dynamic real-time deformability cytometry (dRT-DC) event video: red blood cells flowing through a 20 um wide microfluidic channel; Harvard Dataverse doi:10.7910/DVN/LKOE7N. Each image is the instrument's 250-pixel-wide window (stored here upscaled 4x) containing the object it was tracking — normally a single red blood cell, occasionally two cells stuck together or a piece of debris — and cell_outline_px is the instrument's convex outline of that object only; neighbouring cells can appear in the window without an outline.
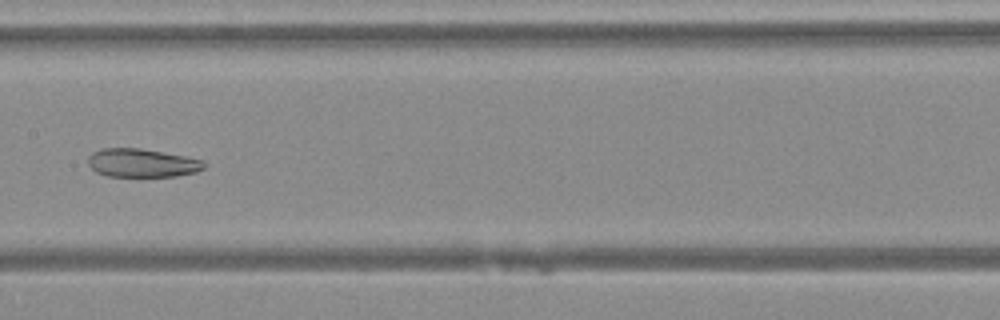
{"species": "Egyptian fruit bat (a non-hibernating species)", "species_latin": "Rousettus aegyptiacus", "temperature_condition": "warm", "stored_images_in_passage": 48, "camera_frame_rate_fps": 3000, "um_per_image_px": 0.085, "animal": {"sex": "female"}, "frame": {"image": 1, "passage_image": 25, "time_ms": 8.0, "image_size_px": [1000, 320], "cell_outline_px": [[208, 164], [204, 168], [196, 172], [176, 176], [108, 176], [96, 172], [88, 164], [88, 156], [92, 152], [104, 148], [140, 148], [184, 156], [204, 160]], "centroid_in_image_um": [12.09, 13.85], "position_along_channel_um": 195.3, "area_um2": 19.25}}
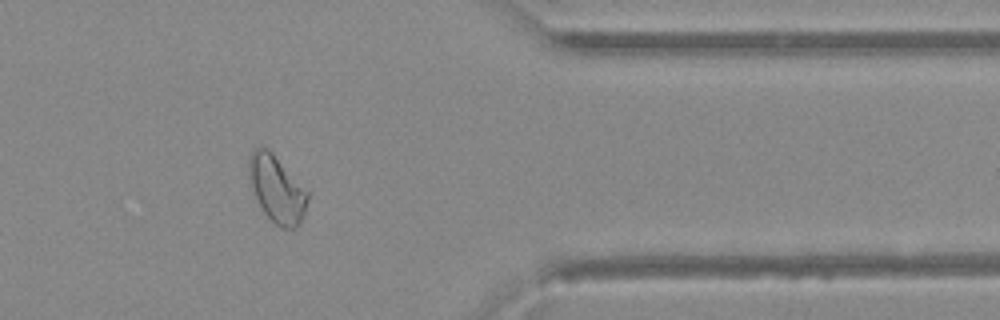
{"frame": {"image": 2, "passage_image": 40, "time_ms": 13.0, "image_size_px": [1000, 320], "cell_outline_px": [[308, 200], [300, 224], [296, 228], [280, 228], [264, 212], [252, 192], [248, 176], [248, 156], [252, 148], [260, 144], [268, 148], [272, 152], [308, 192]], "centroid_in_image_um": [23.47, 16.02], "position_along_channel_um": 387.9, "area_um2": 23.06}}
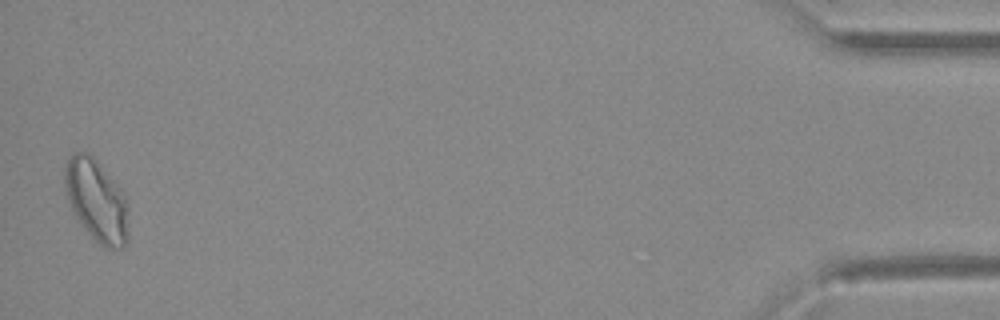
{"frame": {"image": 3, "passage_image": 48, "time_ms": 15.667, "image_size_px": [1000, 320], "cell_outline_px": [[128, 240], [124, 248], [104, 248], [88, 232], [76, 216], [68, 200], [64, 188], [64, 164], [76, 152], [88, 152], [100, 164], [116, 184], [128, 200]], "centroid_in_image_um": [8.22, 17.05], "position_along_channel_um": 427.0, "area_um2": 30.35}}